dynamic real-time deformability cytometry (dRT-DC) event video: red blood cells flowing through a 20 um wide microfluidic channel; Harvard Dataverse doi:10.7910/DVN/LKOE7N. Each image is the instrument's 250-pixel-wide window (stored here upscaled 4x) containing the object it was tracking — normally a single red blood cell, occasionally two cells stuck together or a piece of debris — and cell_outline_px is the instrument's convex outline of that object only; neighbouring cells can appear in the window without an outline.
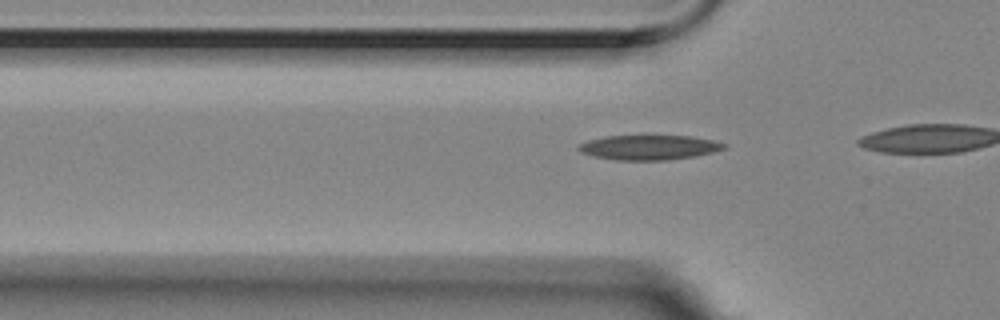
{"species": "Egyptian fruit bat (a non-hibernating species)", "species_latin": "Rousettus aegyptiacus", "temperature_condition": "room temperature", "stored_images_in_passage": 6, "camera_frame_rate_fps": 3000, "um_per_image_px": 0.085, "animal": {"sex": "female"}, "frame": {"image": 1, "passage_image": 3, "time_ms": 0.667, "image_size_px": [1000, 320], "cell_outline_px": [[728, 148], [696, 156], [668, 160], [616, 160], [592, 156], [580, 152], [576, 148], [580, 144], [588, 140], [604, 136], [692, 136], [712, 140], [728, 144]], "centroid_in_image_um": [55.18, 12.53], "position_along_channel_um": 70.6, "area_um2": 21.1}}